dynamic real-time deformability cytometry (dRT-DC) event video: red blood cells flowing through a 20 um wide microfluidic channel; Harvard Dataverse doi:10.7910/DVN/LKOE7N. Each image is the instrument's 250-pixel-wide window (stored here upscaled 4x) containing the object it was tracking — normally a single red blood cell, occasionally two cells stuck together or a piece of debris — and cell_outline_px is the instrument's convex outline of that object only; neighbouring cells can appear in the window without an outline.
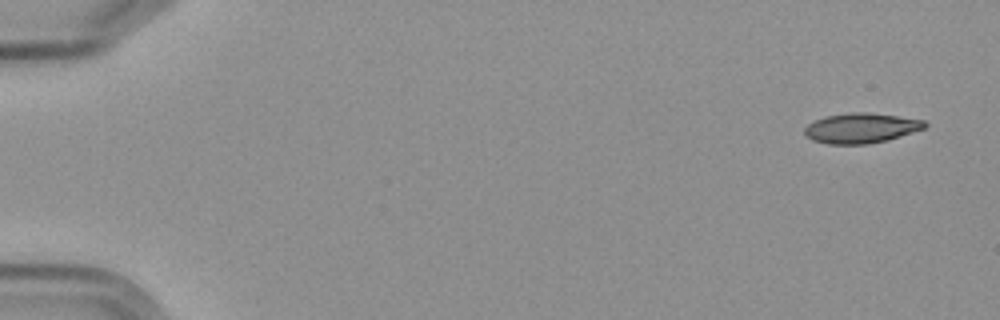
{"species": "Egyptian fruit bat (a non-hibernating species)", "species_latin": "Rousettus aegyptiacus", "temperature_condition": "cold", "stored_images_in_passage": 8, "camera_frame_rate_fps": 3000, "um_per_image_px": 0.085, "frame": {"image": 1, "passage_image": 1, "time_ms": 0.0, "image_size_px": [1000, 320], "cell_outline_px": [[928, 124], [924, 128], [888, 140], [868, 144], [828, 144], [812, 140], [804, 136], [804, 128], [808, 124], [816, 120], [828, 116], [856, 112], [868, 112], [924, 120]], "centroid_in_image_um": [73.17, 10.9], "position_along_channel_um": 11.8, "area_um2": 20.87}}
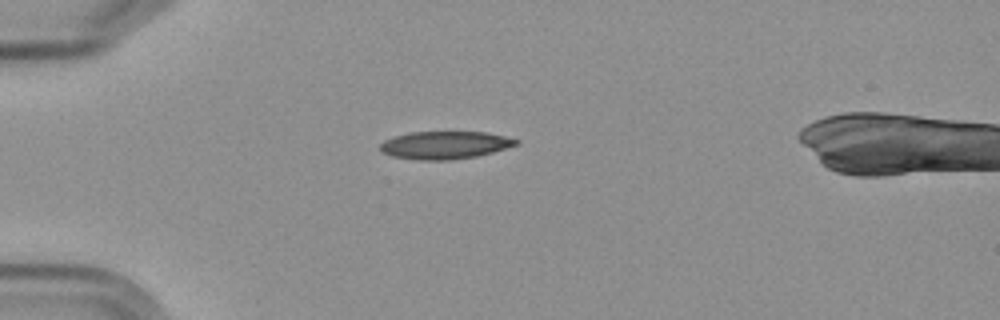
{"frame": {"image": 2, "passage_image": 5, "time_ms": 4.333, "image_size_px": [1000, 320], "cell_outline_px": [[520, 144], [492, 152], [476, 156], [448, 160], [420, 160], [392, 156], [384, 152], [380, 148], [380, 144], [384, 140], [392, 136], [408, 132], [484, 132], [504, 136], [520, 140]], "centroid_in_image_um": [37.81, 12.32], "position_along_channel_um": 47.2, "area_um2": 21.91}}
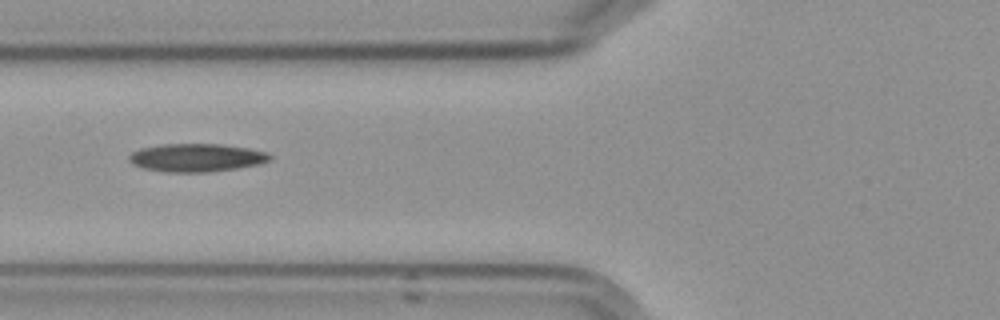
{"frame": {"image": 3, "passage_image": 7, "time_ms": 6.667, "image_size_px": [1000, 320], "cell_outline_px": [[272, 156], [268, 160], [260, 164], [236, 168], [208, 172], [164, 172], [144, 168], [132, 164], [128, 160], [128, 156], [132, 152], [140, 148], [160, 144], [220, 144], [248, 148], [268, 152]], "centroid_in_image_um": [16.67, 13.4], "position_along_channel_um": 109.1, "area_um2": 23.12}}